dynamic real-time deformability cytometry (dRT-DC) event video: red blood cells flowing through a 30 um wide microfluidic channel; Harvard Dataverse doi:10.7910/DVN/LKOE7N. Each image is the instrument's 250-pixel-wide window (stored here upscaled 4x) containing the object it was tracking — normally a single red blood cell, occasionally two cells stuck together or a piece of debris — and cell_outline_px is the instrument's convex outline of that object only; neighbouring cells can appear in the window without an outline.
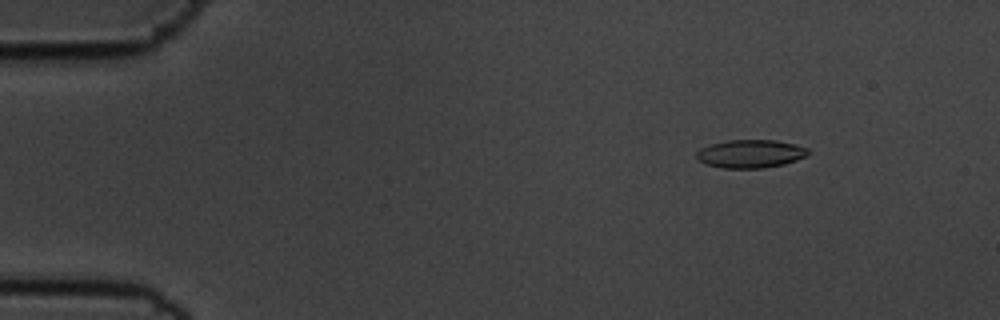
{"species": "common noctule bat (a hibernating species)", "species_latin": "Nyctalus noctula", "temperature_condition": "cold", "stored_images_in_passage": 56, "camera_frame_rate_fps": 3000, "um_per_image_px": 0.085, "animal": {"sex": "male", "body_mass_g": 19.5, "forearm_length_mm": 54.6}, "frame": {"image": 1, "passage_image": 7, "time_ms": 2.0, "image_size_px": [1000, 320], "cell_outline_px": [[808, 156], [784, 164], [764, 168], [724, 168], [704, 164], [696, 160], [696, 152], [700, 148], [708, 144], [728, 140], [776, 140], [796, 144], [808, 148]], "centroid_in_image_um": [63.76, 13.07], "position_along_channel_um": 21.2, "area_um2": 18.61}}
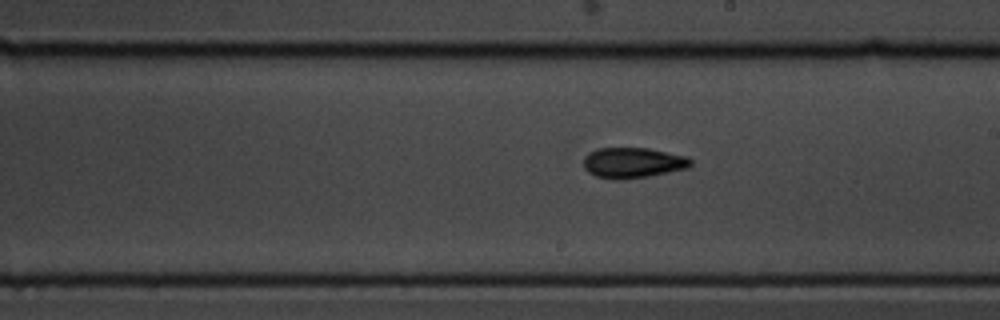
{"frame": {"image": 2, "passage_image": 32, "time_ms": 10.333, "image_size_px": [1000, 320], "cell_outline_px": [[692, 164], [688, 168], [648, 176], [624, 180], [612, 180], [596, 176], [588, 172], [584, 168], [584, 156], [588, 152], [596, 148], [648, 148], [688, 156], [692, 160]], "centroid_in_image_um": [53.78, 13.83], "position_along_channel_um": 235.2, "area_um2": 19.31}}
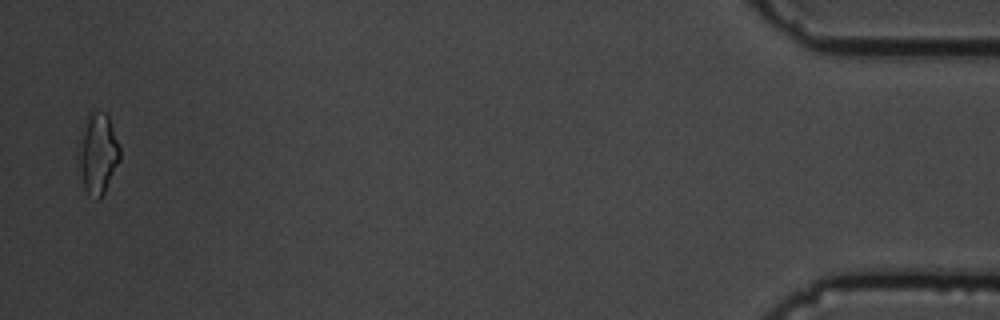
{"frame": {"image": 3, "passage_image": 55, "time_ms": 18.0, "image_size_px": [1000, 320], "cell_outline_px": [[120, 160], [104, 192], [96, 200], [88, 196], [84, 188], [76, 156], [76, 144], [84, 120], [88, 112], [104, 112], [108, 116], [120, 148]], "centroid_in_image_um": [8.25, 13.03], "position_along_channel_um": 426.9, "area_um2": 19.94}, "authors_computed_cell_mechanics": {"area_um2": 18.1203, "velocity_mm_per_s": 3.593, "shape_relaxation_time_tau1_ms": 3.5706, "shape_relaxation_time_tau2_ms": 2.1095, "deformation_change_tau1": 0.1295, "deformation_change_tau2": 0.0837}}